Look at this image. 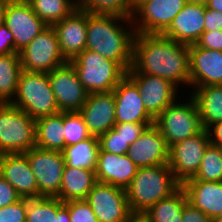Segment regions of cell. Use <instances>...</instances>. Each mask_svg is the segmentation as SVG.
Here are the masks:
<instances>
[{
    "mask_svg": "<svg viewBox=\"0 0 222 222\" xmlns=\"http://www.w3.org/2000/svg\"><path fill=\"white\" fill-rule=\"evenodd\" d=\"M127 74H148L170 81L177 88H190L189 45L163 34L136 33L132 65ZM180 84V85H179Z\"/></svg>",
    "mask_w": 222,
    "mask_h": 222,
    "instance_id": "6da1fadb",
    "label": "cell"
},
{
    "mask_svg": "<svg viewBox=\"0 0 222 222\" xmlns=\"http://www.w3.org/2000/svg\"><path fill=\"white\" fill-rule=\"evenodd\" d=\"M135 35L129 17L87 12L86 49L119 63L126 71L132 65Z\"/></svg>",
    "mask_w": 222,
    "mask_h": 222,
    "instance_id": "7a4b0ae2",
    "label": "cell"
},
{
    "mask_svg": "<svg viewBox=\"0 0 222 222\" xmlns=\"http://www.w3.org/2000/svg\"><path fill=\"white\" fill-rule=\"evenodd\" d=\"M181 185L168 164L138 168L125 189L131 211L140 217L153 204L169 197Z\"/></svg>",
    "mask_w": 222,
    "mask_h": 222,
    "instance_id": "3957f363",
    "label": "cell"
},
{
    "mask_svg": "<svg viewBox=\"0 0 222 222\" xmlns=\"http://www.w3.org/2000/svg\"><path fill=\"white\" fill-rule=\"evenodd\" d=\"M69 62L88 93L112 92L127 75L119 63L88 49Z\"/></svg>",
    "mask_w": 222,
    "mask_h": 222,
    "instance_id": "277c9868",
    "label": "cell"
},
{
    "mask_svg": "<svg viewBox=\"0 0 222 222\" xmlns=\"http://www.w3.org/2000/svg\"><path fill=\"white\" fill-rule=\"evenodd\" d=\"M34 120L59 113L47 73L22 70L17 92L10 102Z\"/></svg>",
    "mask_w": 222,
    "mask_h": 222,
    "instance_id": "5b68a950",
    "label": "cell"
},
{
    "mask_svg": "<svg viewBox=\"0 0 222 222\" xmlns=\"http://www.w3.org/2000/svg\"><path fill=\"white\" fill-rule=\"evenodd\" d=\"M188 97L185 102L179 99L167 106L154 120L168 148L203 130L196 102Z\"/></svg>",
    "mask_w": 222,
    "mask_h": 222,
    "instance_id": "8992f818",
    "label": "cell"
},
{
    "mask_svg": "<svg viewBox=\"0 0 222 222\" xmlns=\"http://www.w3.org/2000/svg\"><path fill=\"white\" fill-rule=\"evenodd\" d=\"M36 146L35 120L10 102L0 103V155Z\"/></svg>",
    "mask_w": 222,
    "mask_h": 222,
    "instance_id": "52a82bcc",
    "label": "cell"
},
{
    "mask_svg": "<svg viewBox=\"0 0 222 222\" xmlns=\"http://www.w3.org/2000/svg\"><path fill=\"white\" fill-rule=\"evenodd\" d=\"M189 0H140L131 17L136 33L163 34Z\"/></svg>",
    "mask_w": 222,
    "mask_h": 222,
    "instance_id": "ba28073f",
    "label": "cell"
},
{
    "mask_svg": "<svg viewBox=\"0 0 222 222\" xmlns=\"http://www.w3.org/2000/svg\"><path fill=\"white\" fill-rule=\"evenodd\" d=\"M18 53L22 70L27 72L48 73L67 62L52 26H47Z\"/></svg>",
    "mask_w": 222,
    "mask_h": 222,
    "instance_id": "9c48e42d",
    "label": "cell"
},
{
    "mask_svg": "<svg viewBox=\"0 0 222 222\" xmlns=\"http://www.w3.org/2000/svg\"><path fill=\"white\" fill-rule=\"evenodd\" d=\"M38 185V198L56 197L60 192L65 161L61 151L37 146L24 153Z\"/></svg>",
    "mask_w": 222,
    "mask_h": 222,
    "instance_id": "30bf717a",
    "label": "cell"
},
{
    "mask_svg": "<svg viewBox=\"0 0 222 222\" xmlns=\"http://www.w3.org/2000/svg\"><path fill=\"white\" fill-rule=\"evenodd\" d=\"M208 130L186 138L169 148L168 165L176 181L182 185L197 174L204 152L210 144Z\"/></svg>",
    "mask_w": 222,
    "mask_h": 222,
    "instance_id": "8fae6325",
    "label": "cell"
},
{
    "mask_svg": "<svg viewBox=\"0 0 222 222\" xmlns=\"http://www.w3.org/2000/svg\"><path fill=\"white\" fill-rule=\"evenodd\" d=\"M86 201L98 222H131L136 217L130 209L126 191L110 184L97 182Z\"/></svg>",
    "mask_w": 222,
    "mask_h": 222,
    "instance_id": "7c38bea8",
    "label": "cell"
},
{
    "mask_svg": "<svg viewBox=\"0 0 222 222\" xmlns=\"http://www.w3.org/2000/svg\"><path fill=\"white\" fill-rule=\"evenodd\" d=\"M17 52L27 46L47 25L33 12L26 0H5V21Z\"/></svg>",
    "mask_w": 222,
    "mask_h": 222,
    "instance_id": "4fadbf2b",
    "label": "cell"
},
{
    "mask_svg": "<svg viewBox=\"0 0 222 222\" xmlns=\"http://www.w3.org/2000/svg\"><path fill=\"white\" fill-rule=\"evenodd\" d=\"M47 74L59 111L78 112L89 93L78 79L74 66L67 61Z\"/></svg>",
    "mask_w": 222,
    "mask_h": 222,
    "instance_id": "5bb4252c",
    "label": "cell"
},
{
    "mask_svg": "<svg viewBox=\"0 0 222 222\" xmlns=\"http://www.w3.org/2000/svg\"><path fill=\"white\" fill-rule=\"evenodd\" d=\"M137 85L147 113L155 118L179 96L178 88L170 81L148 74H127Z\"/></svg>",
    "mask_w": 222,
    "mask_h": 222,
    "instance_id": "9a60e30c",
    "label": "cell"
},
{
    "mask_svg": "<svg viewBox=\"0 0 222 222\" xmlns=\"http://www.w3.org/2000/svg\"><path fill=\"white\" fill-rule=\"evenodd\" d=\"M52 27L56 32L60 52L66 61H71L86 49L87 11L76 8Z\"/></svg>",
    "mask_w": 222,
    "mask_h": 222,
    "instance_id": "2e32d148",
    "label": "cell"
},
{
    "mask_svg": "<svg viewBox=\"0 0 222 222\" xmlns=\"http://www.w3.org/2000/svg\"><path fill=\"white\" fill-rule=\"evenodd\" d=\"M205 9L203 0H189L163 35L186 45L195 44L204 32Z\"/></svg>",
    "mask_w": 222,
    "mask_h": 222,
    "instance_id": "e0dca14e",
    "label": "cell"
},
{
    "mask_svg": "<svg viewBox=\"0 0 222 222\" xmlns=\"http://www.w3.org/2000/svg\"><path fill=\"white\" fill-rule=\"evenodd\" d=\"M91 136L99 137L116 124L115 97L112 92L89 93L78 111Z\"/></svg>",
    "mask_w": 222,
    "mask_h": 222,
    "instance_id": "ac0fdd59",
    "label": "cell"
},
{
    "mask_svg": "<svg viewBox=\"0 0 222 222\" xmlns=\"http://www.w3.org/2000/svg\"><path fill=\"white\" fill-rule=\"evenodd\" d=\"M190 89L222 85V51L189 45ZM193 86V87H192Z\"/></svg>",
    "mask_w": 222,
    "mask_h": 222,
    "instance_id": "d6986e66",
    "label": "cell"
},
{
    "mask_svg": "<svg viewBox=\"0 0 222 222\" xmlns=\"http://www.w3.org/2000/svg\"><path fill=\"white\" fill-rule=\"evenodd\" d=\"M127 155L138 168L164 165L169 162V148L154 124L148 126L130 145Z\"/></svg>",
    "mask_w": 222,
    "mask_h": 222,
    "instance_id": "ffe728a7",
    "label": "cell"
},
{
    "mask_svg": "<svg viewBox=\"0 0 222 222\" xmlns=\"http://www.w3.org/2000/svg\"><path fill=\"white\" fill-rule=\"evenodd\" d=\"M116 123H154L137 85L126 75L113 90Z\"/></svg>",
    "mask_w": 222,
    "mask_h": 222,
    "instance_id": "44dd1931",
    "label": "cell"
},
{
    "mask_svg": "<svg viewBox=\"0 0 222 222\" xmlns=\"http://www.w3.org/2000/svg\"><path fill=\"white\" fill-rule=\"evenodd\" d=\"M0 175L16 190L21 198H38V185L24 153L0 155Z\"/></svg>",
    "mask_w": 222,
    "mask_h": 222,
    "instance_id": "7402d4cb",
    "label": "cell"
},
{
    "mask_svg": "<svg viewBox=\"0 0 222 222\" xmlns=\"http://www.w3.org/2000/svg\"><path fill=\"white\" fill-rule=\"evenodd\" d=\"M138 170L136 164L126 155L99 150L95 168L96 180L126 189Z\"/></svg>",
    "mask_w": 222,
    "mask_h": 222,
    "instance_id": "603a6c76",
    "label": "cell"
},
{
    "mask_svg": "<svg viewBox=\"0 0 222 222\" xmlns=\"http://www.w3.org/2000/svg\"><path fill=\"white\" fill-rule=\"evenodd\" d=\"M181 186L187 201L212 220L222 213V181L187 180Z\"/></svg>",
    "mask_w": 222,
    "mask_h": 222,
    "instance_id": "cb8c5ba5",
    "label": "cell"
},
{
    "mask_svg": "<svg viewBox=\"0 0 222 222\" xmlns=\"http://www.w3.org/2000/svg\"><path fill=\"white\" fill-rule=\"evenodd\" d=\"M96 183L95 170L65 165L60 192L56 197L62 202L86 200Z\"/></svg>",
    "mask_w": 222,
    "mask_h": 222,
    "instance_id": "d4e9b609",
    "label": "cell"
},
{
    "mask_svg": "<svg viewBox=\"0 0 222 222\" xmlns=\"http://www.w3.org/2000/svg\"><path fill=\"white\" fill-rule=\"evenodd\" d=\"M190 95L196 102L203 129L222 120V85L192 88Z\"/></svg>",
    "mask_w": 222,
    "mask_h": 222,
    "instance_id": "484cf974",
    "label": "cell"
},
{
    "mask_svg": "<svg viewBox=\"0 0 222 222\" xmlns=\"http://www.w3.org/2000/svg\"><path fill=\"white\" fill-rule=\"evenodd\" d=\"M26 222H70L69 209L57 197L27 199Z\"/></svg>",
    "mask_w": 222,
    "mask_h": 222,
    "instance_id": "4316f807",
    "label": "cell"
},
{
    "mask_svg": "<svg viewBox=\"0 0 222 222\" xmlns=\"http://www.w3.org/2000/svg\"><path fill=\"white\" fill-rule=\"evenodd\" d=\"M35 136L38 148L62 151L66 146L63 112L35 120Z\"/></svg>",
    "mask_w": 222,
    "mask_h": 222,
    "instance_id": "83f0119b",
    "label": "cell"
},
{
    "mask_svg": "<svg viewBox=\"0 0 222 222\" xmlns=\"http://www.w3.org/2000/svg\"><path fill=\"white\" fill-rule=\"evenodd\" d=\"M186 202L185 190L180 186L169 197L153 204L140 218L144 222H183L182 211Z\"/></svg>",
    "mask_w": 222,
    "mask_h": 222,
    "instance_id": "f1b7e54d",
    "label": "cell"
},
{
    "mask_svg": "<svg viewBox=\"0 0 222 222\" xmlns=\"http://www.w3.org/2000/svg\"><path fill=\"white\" fill-rule=\"evenodd\" d=\"M99 150L98 137L91 136L84 141L65 146L61 152L67 166L95 170Z\"/></svg>",
    "mask_w": 222,
    "mask_h": 222,
    "instance_id": "f546056e",
    "label": "cell"
},
{
    "mask_svg": "<svg viewBox=\"0 0 222 222\" xmlns=\"http://www.w3.org/2000/svg\"><path fill=\"white\" fill-rule=\"evenodd\" d=\"M21 72L19 53L0 55V103L12 101Z\"/></svg>",
    "mask_w": 222,
    "mask_h": 222,
    "instance_id": "4dcf8cb0",
    "label": "cell"
},
{
    "mask_svg": "<svg viewBox=\"0 0 222 222\" xmlns=\"http://www.w3.org/2000/svg\"><path fill=\"white\" fill-rule=\"evenodd\" d=\"M33 12L47 25L60 22L70 15L77 5L73 0H26Z\"/></svg>",
    "mask_w": 222,
    "mask_h": 222,
    "instance_id": "1f68e13d",
    "label": "cell"
},
{
    "mask_svg": "<svg viewBox=\"0 0 222 222\" xmlns=\"http://www.w3.org/2000/svg\"><path fill=\"white\" fill-rule=\"evenodd\" d=\"M189 180L222 181V148L210 143L204 152L197 174Z\"/></svg>",
    "mask_w": 222,
    "mask_h": 222,
    "instance_id": "d6a6232c",
    "label": "cell"
},
{
    "mask_svg": "<svg viewBox=\"0 0 222 222\" xmlns=\"http://www.w3.org/2000/svg\"><path fill=\"white\" fill-rule=\"evenodd\" d=\"M76 5L91 14H116L129 18L134 9L131 0H80Z\"/></svg>",
    "mask_w": 222,
    "mask_h": 222,
    "instance_id": "836d02e7",
    "label": "cell"
},
{
    "mask_svg": "<svg viewBox=\"0 0 222 222\" xmlns=\"http://www.w3.org/2000/svg\"><path fill=\"white\" fill-rule=\"evenodd\" d=\"M64 139L66 146L91 137L83 117L79 112H63Z\"/></svg>",
    "mask_w": 222,
    "mask_h": 222,
    "instance_id": "e575fe53",
    "label": "cell"
},
{
    "mask_svg": "<svg viewBox=\"0 0 222 222\" xmlns=\"http://www.w3.org/2000/svg\"><path fill=\"white\" fill-rule=\"evenodd\" d=\"M99 147L102 151L113 154L126 155L130 144L113 128L99 137Z\"/></svg>",
    "mask_w": 222,
    "mask_h": 222,
    "instance_id": "d590c367",
    "label": "cell"
},
{
    "mask_svg": "<svg viewBox=\"0 0 222 222\" xmlns=\"http://www.w3.org/2000/svg\"><path fill=\"white\" fill-rule=\"evenodd\" d=\"M69 209L70 222H98L91 206L86 200L64 202Z\"/></svg>",
    "mask_w": 222,
    "mask_h": 222,
    "instance_id": "8d00e7d4",
    "label": "cell"
},
{
    "mask_svg": "<svg viewBox=\"0 0 222 222\" xmlns=\"http://www.w3.org/2000/svg\"><path fill=\"white\" fill-rule=\"evenodd\" d=\"M27 198H21L16 203L0 208V222H26Z\"/></svg>",
    "mask_w": 222,
    "mask_h": 222,
    "instance_id": "74e56055",
    "label": "cell"
},
{
    "mask_svg": "<svg viewBox=\"0 0 222 222\" xmlns=\"http://www.w3.org/2000/svg\"><path fill=\"white\" fill-rule=\"evenodd\" d=\"M154 123H116L113 129L131 145L143 131Z\"/></svg>",
    "mask_w": 222,
    "mask_h": 222,
    "instance_id": "f35d334b",
    "label": "cell"
},
{
    "mask_svg": "<svg viewBox=\"0 0 222 222\" xmlns=\"http://www.w3.org/2000/svg\"><path fill=\"white\" fill-rule=\"evenodd\" d=\"M195 44L200 48L222 51V31H204Z\"/></svg>",
    "mask_w": 222,
    "mask_h": 222,
    "instance_id": "ab89813d",
    "label": "cell"
},
{
    "mask_svg": "<svg viewBox=\"0 0 222 222\" xmlns=\"http://www.w3.org/2000/svg\"><path fill=\"white\" fill-rule=\"evenodd\" d=\"M20 199L15 188L0 175V208L12 205Z\"/></svg>",
    "mask_w": 222,
    "mask_h": 222,
    "instance_id": "60d3db41",
    "label": "cell"
},
{
    "mask_svg": "<svg viewBox=\"0 0 222 222\" xmlns=\"http://www.w3.org/2000/svg\"><path fill=\"white\" fill-rule=\"evenodd\" d=\"M183 222H212V219L192 206L188 201L184 204L182 211Z\"/></svg>",
    "mask_w": 222,
    "mask_h": 222,
    "instance_id": "b9f144b4",
    "label": "cell"
},
{
    "mask_svg": "<svg viewBox=\"0 0 222 222\" xmlns=\"http://www.w3.org/2000/svg\"><path fill=\"white\" fill-rule=\"evenodd\" d=\"M204 19V31H222V12L206 8Z\"/></svg>",
    "mask_w": 222,
    "mask_h": 222,
    "instance_id": "7bdbcfd3",
    "label": "cell"
},
{
    "mask_svg": "<svg viewBox=\"0 0 222 222\" xmlns=\"http://www.w3.org/2000/svg\"><path fill=\"white\" fill-rule=\"evenodd\" d=\"M18 53L14 48V38L5 24L0 26V55Z\"/></svg>",
    "mask_w": 222,
    "mask_h": 222,
    "instance_id": "ee69618b",
    "label": "cell"
},
{
    "mask_svg": "<svg viewBox=\"0 0 222 222\" xmlns=\"http://www.w3.org/2000/svg\"><path fill=\"white\" fill-rule=\"evenodd\" d=\"M207 130L211 144L222 148V120L214 123Z\"/></svg>",
    "mask_w": 222,
    "mask_h": 222,
    "instance_id": "f6af8a7d",
    "label": "cell"
},
{
    "mask_svg": "<svg viewBox=\"0 0 222 222\" xmlns=\"http://www.w3.org/2000/svg\"><path fill=\"white\" fill-rule=\"evenodd\" d=\"M206 8L222 12V0H203Z\"/></svg>",
    "mask_w": 222,
    "mask_h": 222,
    "instance_id": "bcb514c9",
    "label": "cell"
},
{
    "mask_svg": "<svg viewBox=\"0 0 222 222\" xmlns=\"http://www.w3.org/2000/svg\"><path fill=\"white\" fill-rule=\"evenodd\" d=\"M5 21V0H0V26Z\"/></svg>",
    "mask_w": 222,
    "mask_h": 222,
    "instance_id": "7dc6e473",
    "label": "cell"
},
{
    "mask_svg": "<svg viewBox=\"0 0 222 222\" xmlns=\"http://www.w3.org/2000/svg\"><path fill=\"white\" fill-rule=\"evenodd\" d=\"M131 222H144L140 217H135Z\"/></svg>",
    "mask_w": 222,
    "mask_h": 222,
    "instance_id": "c3c4849f",
    "label": "cell"
},
{
    "mask_svg": "<svg viewBox=\"0 0 222 222\" xmlns=\"http://www.w3.org/2000/svg\"><path fill=\"white\" fill-rule=\"evenodd\" d=\"M217 220L222 222V213L217 217Z\"/></svg>",
    "mask_w": 222,
    "mask_h": 222,
    "instance_id": "681fc988",
    "label": "cell"
},
{
    "mask_svg": "<svg viewBox=\"0 0 222 222\" xmlns=\"http://www.w3.org/2000/svg\"><path fill=\"white\" fill-rule=\"evenodd\" d=\"M138 1H140V0H131L133 6H134Z\"/></svg>",
    "mask_w": 222,
    "mask_h": 222,
    "instance_id": "f907efd6",
    "label": "cell"
},
{
    "mask_svg": "<svg viewBox=\"0 0 222 222\" xmlns=\"http://www.w3.org/2000/svg\"><path fill=\"white\" fill-rule=\"evenodd\" d=\"M212 222H220V221H218L217 219H213Z\"/></svg>",
    "mask_w": 222,
    "mask_h": 222,
    "instance_id": "816d5d0a",
    "label": "cell"
},
{
    "mask_svg": "<svg viewBox=\"0 0 222 222\" xmlns=\"http://www.w3.org/2000/svg\"><path fill=\"white\" fill-rule=\"evenodd\" d=\"M76 4L80 1V0H73Z\"/></svg>",
    "mask_w": 222,
    "mask_h": 222,
    "instance_id": "f5cc1de1",
    "label": "cell"
}]
</instances>
